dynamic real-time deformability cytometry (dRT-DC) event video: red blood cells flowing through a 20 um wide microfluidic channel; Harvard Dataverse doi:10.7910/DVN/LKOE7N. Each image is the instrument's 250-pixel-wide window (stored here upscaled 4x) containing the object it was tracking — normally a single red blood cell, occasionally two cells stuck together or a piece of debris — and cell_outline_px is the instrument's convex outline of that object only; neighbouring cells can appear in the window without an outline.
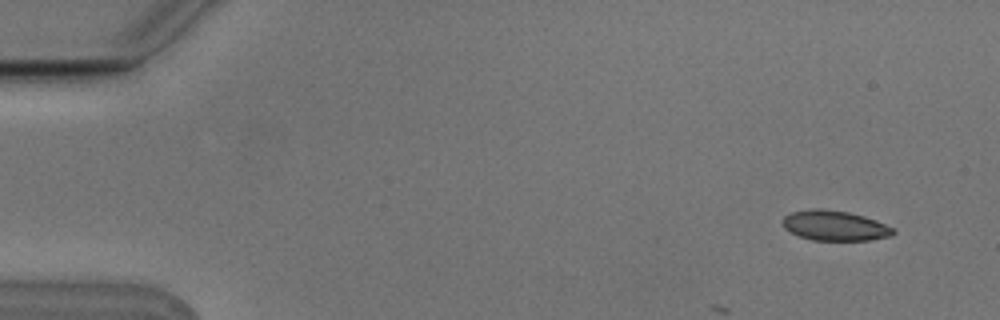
{"species": "Egyptian fruit bat (a non-hibernating species)", "species_latin": "Rousettus aegyptiacus", "temperature_condition": "cold", "stored_images_in_passage": 10, "camera_frame_rate_fps": 3000, "um_per_image_px": 0.085, "animal": {"sex": "male"}, "frame": {"image": 1, "passage_image": 1, "time_ms": 0.0, "image_size_px": [1000, 320], "cell_outline_px": [[896, 232], [888, 236], [868, 240], [812, 240], [800, 236], [784, 228], [780, 224], [780, 220], [784, 216], [792, 212], [812, 208], [820, 208], [848, 212], [864, 216], [876, 220], [892, 228]], "centroid_in_image_um": [70.89, 19.16], "position_along_channel_um": 14.1, "area_um2": 19.31}}
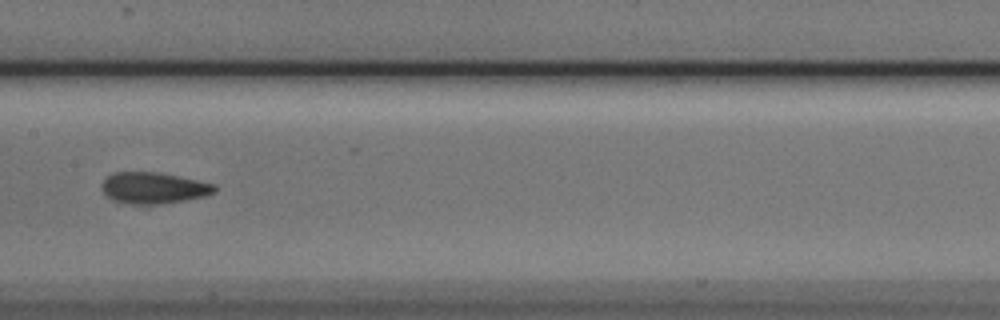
{"frame": {"image": 2, "passage_image": 7, "time_ms": 2.0, "image_size_px": [1000, 320], "cell_outline_px": [[216, 192], [204, 196], [164, 204], [128, 204], [112, 200], [104, 192], [100, 184], [108, 176], [116, 172], [160, 172], [216, 184]], "centroid_in_image_um": [13.06, 15.98], "position_along_channel_um": 194.3, "area_um2": 20.63}}
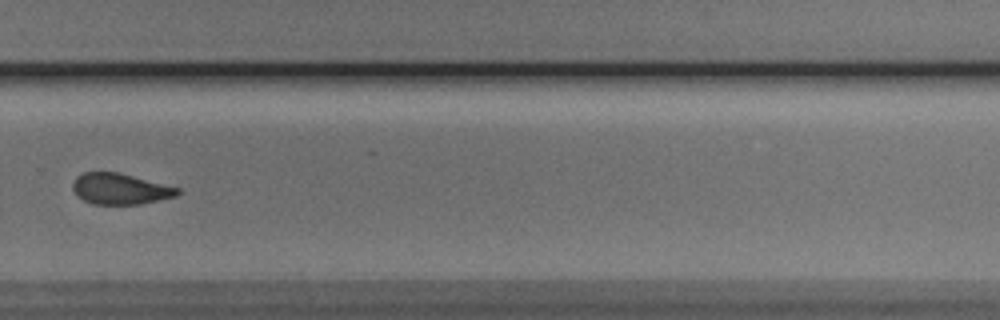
{"frame": {"image": 3, "passage_image": 10, "time_ms": 3.0, "image_size_px": [1000, 320], "cell_outline_px": [[180, 192], [176, 196], [140, 204], [92, 204], [84, 200], [72, 188], [72, 184], [76, 176], [84, 172], [116, 172], [180, 188]], "centroid_in_image_um": [10.2, 16.05], "position_along_channel_um": 319.6, "area_um2": 18.61}}